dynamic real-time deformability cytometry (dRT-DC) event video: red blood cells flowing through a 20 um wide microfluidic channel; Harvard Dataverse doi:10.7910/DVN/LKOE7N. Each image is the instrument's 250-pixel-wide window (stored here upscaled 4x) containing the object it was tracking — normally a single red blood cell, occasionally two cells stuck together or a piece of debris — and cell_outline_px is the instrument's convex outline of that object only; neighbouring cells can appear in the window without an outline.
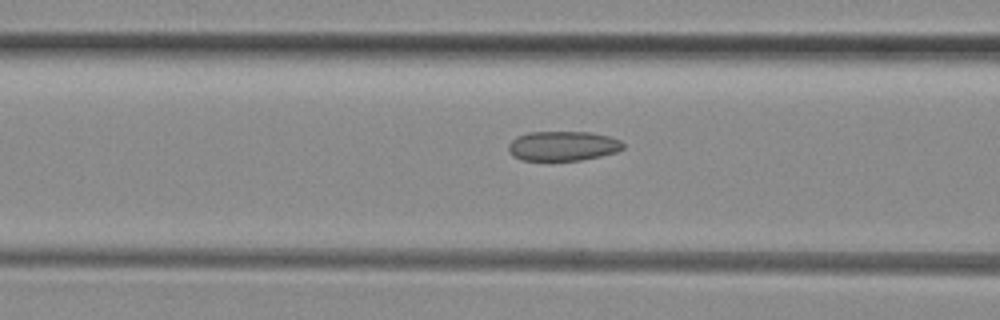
{"species": "common noctule bat (a hibernating species)", "species_latin": "Nyctalus noctula", "temperature_condition": "room temperature", "stored_images_in_passage": 31, "camera_frame_rate_fps": 3000, "um_per_image_px": 0.085, "animal": {"sex": "female", "body_mass_g": 29.2, "forearm_length_mm": 56.3}, "frame": {"image": 1, "passage_image": 9, "time_ms": 2.667, "image_size_px": [1000, 320], "cell_outline_px": [[624, 148], [616, 152], [600, 156], [580, 160], [520, 160], [512, 156], [508, 152], [508, 144], [516, 136], [528, 132], [592, 132], [608, 136], [620, 140], [624, 144]], "centroid_in_image_um": [47.81, 12.4], "position_along_channel_um": 118.8, "area_um2": 19.94}}